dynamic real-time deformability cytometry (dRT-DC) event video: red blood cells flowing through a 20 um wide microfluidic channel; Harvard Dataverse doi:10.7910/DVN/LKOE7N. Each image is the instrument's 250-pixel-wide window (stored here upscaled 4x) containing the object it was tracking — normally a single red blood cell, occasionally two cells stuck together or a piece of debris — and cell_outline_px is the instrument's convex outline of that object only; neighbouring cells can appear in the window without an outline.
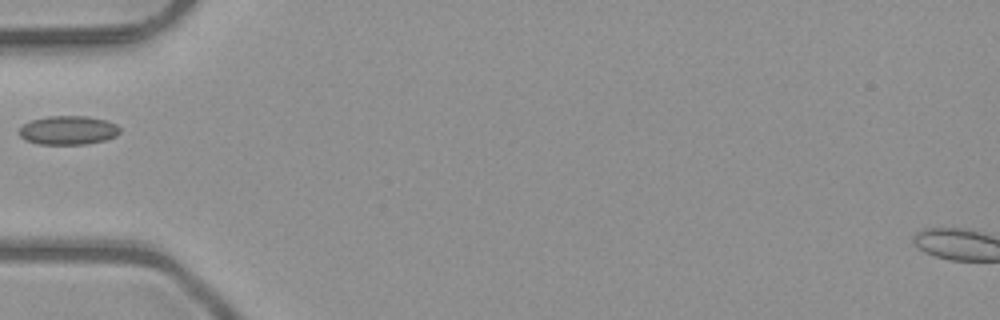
{"species": "common noctule bat (a hibernating species)", "species_latin": "Nyctalus noctula", "temperature_condition": "room temperature", "stored_images_in_passage": 2, "camera_frame_rate_fps": 3000, "um_per_image_px": 0.085, "animal": {"sex": "male", "body_mass_g": 23.1, "forearm_length_mm": 52.7}, "frame": {"image": 1, "passage_image": 1, "time_ms": 0.0, "image_size_px": [1000, 320], "cell_outline_px": [[120, 132], [116, 136], [104, 140], [84, 144], [40, 144], [28, 140], [20, 136], [20, 128], [24, 124], [32, 120], [48, 116], [88, 116], [108, 120], [116, 124], [120, 128]], "centroid_in_image_um": [5.84, 11.06], "position_along_channel_um": 79.2, "area_um2": 16.82}}
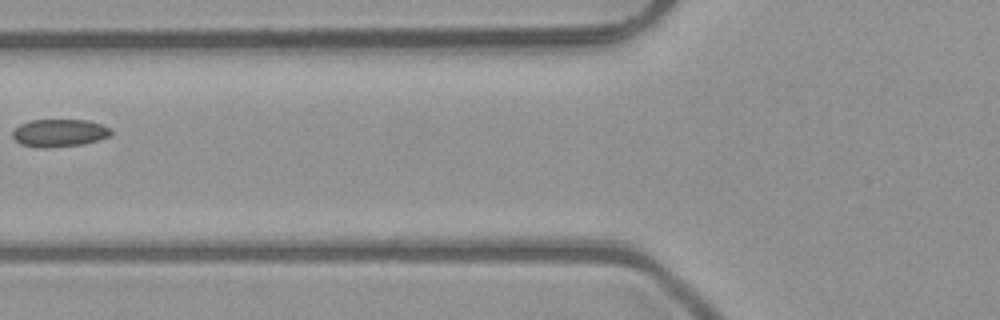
{"frame": {"image": 2, "passage_image": 2, "time_ms": 0.333, "image_size_px": [1000, 320], "cell_outline_px": [[112, 132], [108, 136], [96, 140], [80, 144], [44, 148], [36, 148], [20, 144], [12, 136], [12, 132], [20, 124], [32, 120], [88, 120], [112, 128]], "centroid_in_image_um": [5.01, 11.3], "position_along_channel_um": 120.8, "area_um2": 15.72}}